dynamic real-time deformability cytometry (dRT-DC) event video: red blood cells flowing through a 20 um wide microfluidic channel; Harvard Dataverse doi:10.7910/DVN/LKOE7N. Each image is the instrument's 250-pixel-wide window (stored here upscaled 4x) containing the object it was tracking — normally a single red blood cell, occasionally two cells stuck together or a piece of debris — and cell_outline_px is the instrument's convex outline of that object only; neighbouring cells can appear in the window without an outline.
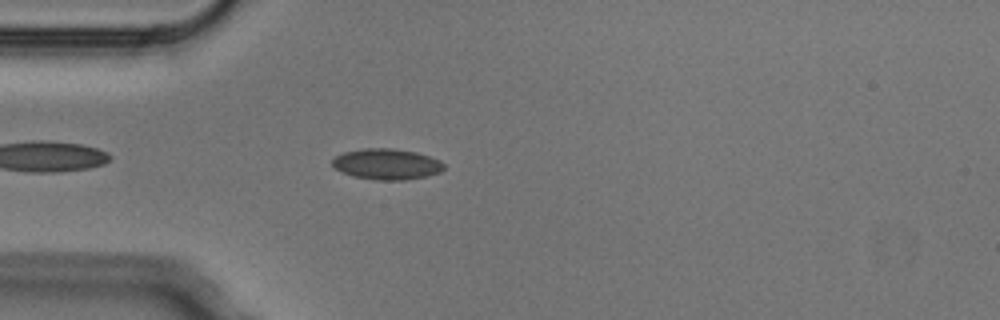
{"species": "Egyptian fruit bat (a non-hibernating species)", "species_latin": "Rousettus aegyptiacus", "temperature_condition": "cold", "stored_images_in_passage": 4, "camera_frame_rate_fps": 3000, "um_per_image_px": 0.085, "animal": {"sex": "male"}, "frame": {"image": 1, "passage_image": 4, "time_ms": 1.0, "image_size_px": [1000, 320], "cell_outline_px": [[444, 168], [440, 172], [428, 176], [404, 180], [376, 180], [352, 176], [336, 168], [332, 164], [332, 160], [336, 156], [344, 152], [364, 148], [392, 148], [416, 152], [440, 160], [444, 164]], "centroid_in_image_um": [32.89, 13.95], "position_along_channel_um": 52.1, "area_um2": 20.0}}